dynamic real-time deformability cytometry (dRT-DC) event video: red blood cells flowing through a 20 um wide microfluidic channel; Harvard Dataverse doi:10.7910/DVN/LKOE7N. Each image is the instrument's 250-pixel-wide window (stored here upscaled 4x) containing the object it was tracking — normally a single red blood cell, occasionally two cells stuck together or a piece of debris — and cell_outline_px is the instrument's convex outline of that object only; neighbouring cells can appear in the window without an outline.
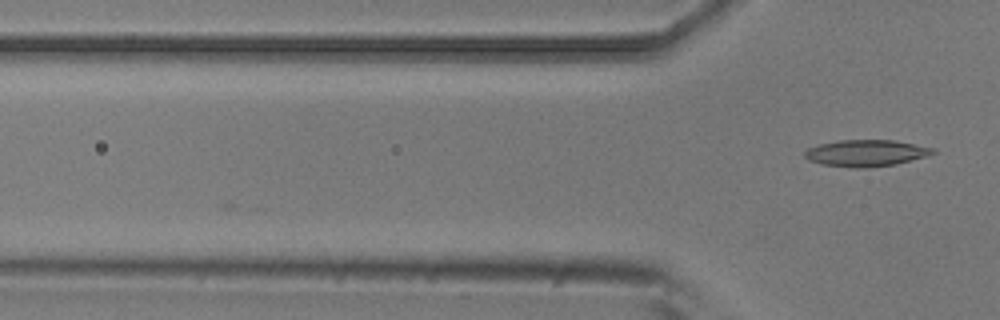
{"species": "common noctule bat (a hibernating species)", "species_latin": "Nyctalus noctula", "temperature_condition": "room temperature", "stored_images_in_passage": 2, "camera_frame_rate_fps": 3000, "um_per_image_px": 0.085, "animal": {"sex": "male", "body_mass_g": 20.5, "forearm_length_mm": 52.5}, "frame": {"image": 1, "passage_image": 2, "time_ms": 0.333, "image_size_px": [1000, 320], "cell_outline_px": [[936, 152], [928, 156], [896, 164], [868, 168], [852, 168], [820, 164], [808, 160], [804, 156], [804, 152], [808, 148], [820, 144], [840, 140], [896, 140], [936, 148]], "centroid_in_image_um": [73.64, 13.02], "position_along_channel_um": 52.2, "area_um2": 20.11}}